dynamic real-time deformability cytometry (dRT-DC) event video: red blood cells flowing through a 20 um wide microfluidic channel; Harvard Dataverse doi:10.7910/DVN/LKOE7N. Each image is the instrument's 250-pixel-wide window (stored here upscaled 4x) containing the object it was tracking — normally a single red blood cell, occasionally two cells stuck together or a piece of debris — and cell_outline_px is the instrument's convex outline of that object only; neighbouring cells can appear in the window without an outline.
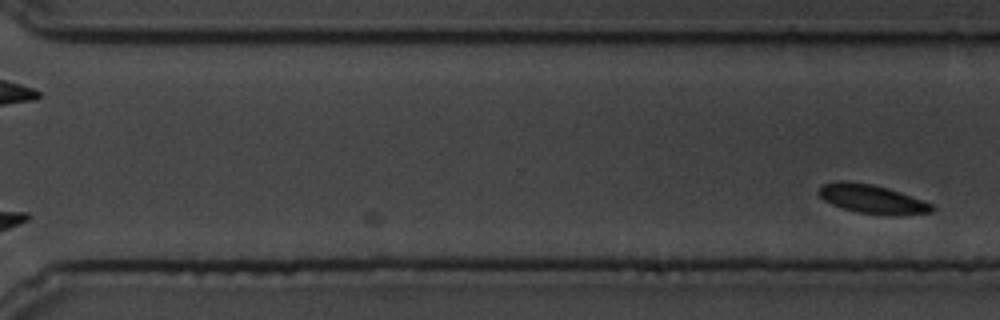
{"species": "common noctule bat (a hibernating species)", "species_latin": "Nyctalus noctula", "temperature_condition": "cold", "stored_images_in_passage": 15, "camera_frame_rate_fps": 3000, "um_per_image_px": 0.085, "animal": {"sex": "male", "body_mass_g": 19.5, "forearm_length_mm": 54.6}, "frame": {"image": 1, "passage_image": 15, "time_ms": 4.667, "image_size_px": [1000, 320], "cell_outline_px": [[936, 208], [932, 212], [856, 212], [832, 204], [824, 200], [820, 196], [820, 184], [836, 180], [848, 180], [872, 184], [888, 188], [900, 192], [932, 204]], "centroid_in_image_um": [74.01, 16.83], "position_along_channel_um": 296.6, "area_um2": 18.03}}